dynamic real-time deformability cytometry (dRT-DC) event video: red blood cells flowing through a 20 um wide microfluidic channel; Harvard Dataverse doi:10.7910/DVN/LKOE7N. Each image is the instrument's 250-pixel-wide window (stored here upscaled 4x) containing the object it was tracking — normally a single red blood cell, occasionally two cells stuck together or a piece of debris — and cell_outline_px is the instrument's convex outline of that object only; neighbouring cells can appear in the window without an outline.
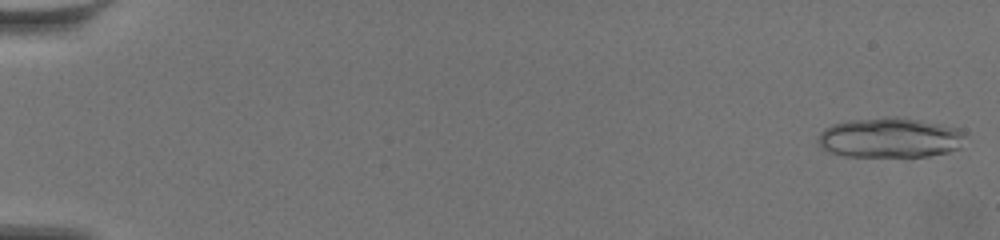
{"species": "common noctule bat (a hibernating species)", "species_latin": "Nyctalus noctula", "temperature_condition": "warm", "stored_images_in_passage": 45, "camera_frame_rate_fps": 3000, "um_per_image_px": 0.085, "animal": {"sex": "female", "body_mass_g": 19.5, "forearm_length_mm": 54.1}, "frame": {"image": 1, "passage_image": 1, "time_ms": 0.0, "image_size_px": [1000, 240], "cell_outline_px": [[968, 136], [960, 148], [948, 152], [928, 156], [844, 156], [828, 152], [820, 148], [816, 140], [820, 132], [824, 128], [832, 124], [852, 120], [888, 116], [892, 116], [920, 120], [940, 124], [956, 128], [968, 132]], "centroid_in_image_um": [75.66, 11.71], "position_along_channel_um": 9.3, "area_um2": 34.8}}